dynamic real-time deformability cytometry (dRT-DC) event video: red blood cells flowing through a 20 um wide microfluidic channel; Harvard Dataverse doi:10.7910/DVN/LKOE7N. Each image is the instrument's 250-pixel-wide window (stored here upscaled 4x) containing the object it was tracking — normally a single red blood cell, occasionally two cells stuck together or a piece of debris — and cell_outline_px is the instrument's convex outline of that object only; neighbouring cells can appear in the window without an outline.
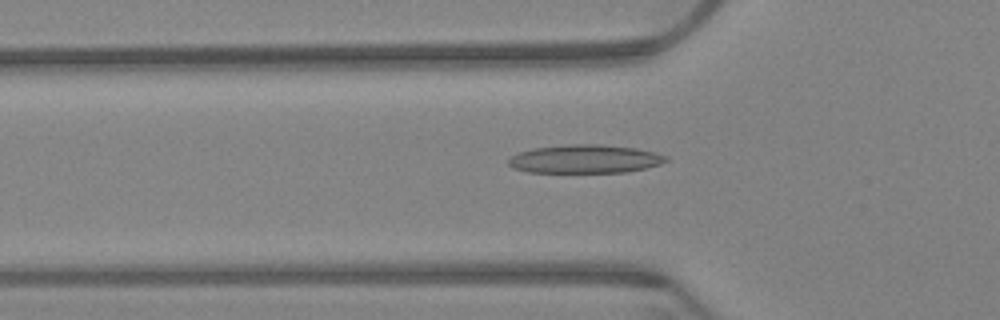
{"species": "Egyptian fruit bat (a non-hibernating species)", "species_latin": "Rousettus aegyptiacus", "temperature_condition": "warm", "stored_images_in_passage": 39, "camera_frame_rate_fps": 3000, "um_per_image_px": 0.085, "animal": {"sex": "female"}, "frame": {"image": 1, "passage_image": 4, "time_ms": 1.0, "image_size_px": [1000, 320], "cell_outline_px": [[668, 160], [660, 164], [644, 168], [624, 172], [528, 172], [512, 168], [508, 164], [508, 160], [512, 156], [520, 152], [532, 148], [568, 144], [600, 144], [636, 148], [656, 152], [668, 156]], "centroid_in_image_um": [49.72, 13.5], "position_along_channel_um": 76.1, "area_um2": 26.13}}
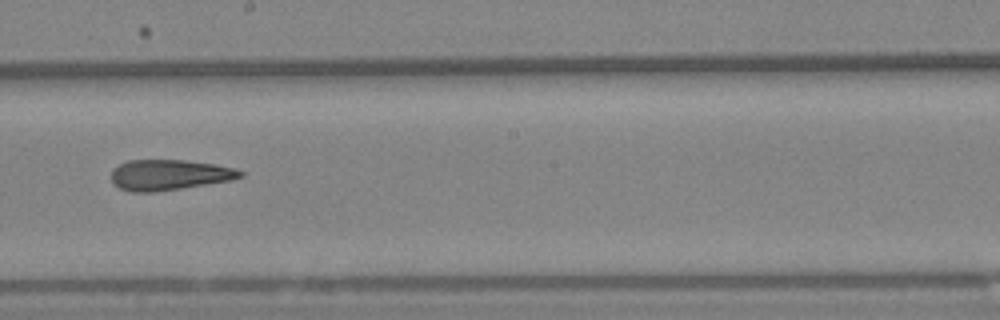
{"frame": {"image": 2, "passage_image": 18, "time_ms": 5.667, "image_size_px": [1000, 320], "cell_outline_px": [[244, 176], [232, 180], [156, 192], [132, 192], [120, 188], [112, 180], [112, 168], [128, 160], [184, 160], [216, 164], [232, 168], [244, 172]], "centroid_in_image_um": [14.39, 14.86], "position_along_channel_um": 233.8, "area_um2": 22.89}}
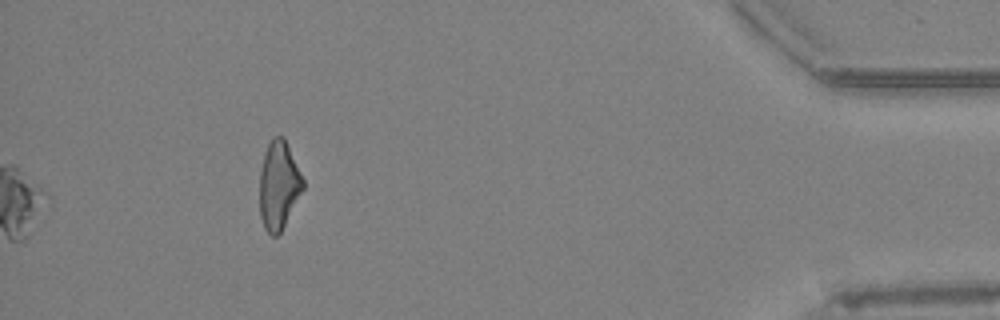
{"frame": {"image": 3, "passage_image": 39, "time_ms": 12.667, "image_size_px": [1000, 320], "cell_outline_px": [[304, 188], [280, 232], [276, 236], [272, 236], [264, 228], [260, 216], [260, 172], [264, 152], [272, 136], [284, 136], [304, 180]], "centroid_in_image_um": [23.68, 15.72], "position_along_channel_um": 411.5, "area_um2": 22.2}, "authors_computed_cell_mechanics": {"area_um2": 23.5824, "velocity_mm_per_s": 3.3876, "shape_relaxation_time_tau1_ms": null, "shape_relaxation_time_tau2_ms": 5.0994, "deformation_change_tau1": null, "deformation_change_tau2": 0.1522}}